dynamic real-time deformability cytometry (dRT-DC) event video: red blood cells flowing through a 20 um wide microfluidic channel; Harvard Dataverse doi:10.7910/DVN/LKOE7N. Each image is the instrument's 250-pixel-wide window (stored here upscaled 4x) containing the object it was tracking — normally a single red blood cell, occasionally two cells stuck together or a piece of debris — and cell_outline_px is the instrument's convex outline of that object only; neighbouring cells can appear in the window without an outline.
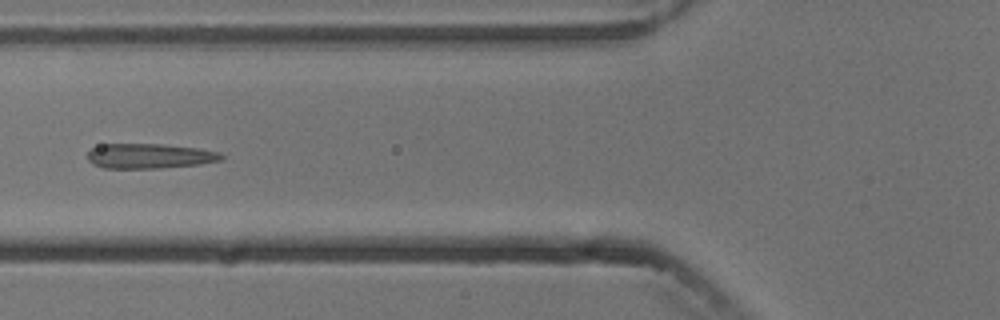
{"species": "common noctule bat (a hibernating species)", "species_latin": "Nyctalus noctula", "temperature_condition": "cold", "stored_images_in_passage": 7, "camera_frame_rate_fps": 3000, "um_per_image_px": 0.085, "animal": {"sex": "male", "body_mass_g": 13.3}, "frame": {"image": 1, "passage_image": 5, "time_ms": 4.667, "image_size_px": [1000, 320], "cell_outline_px": [[224, 160], [200, 164], [160, 168], [104, 168], [92, 164], [88, 160], [88, 152], [92, 148], [100, 144], [160, 144], [196, 148], [220, 152], [224, 156]], "centroid_in_image_um": [12.71, 13.26], "position_along_channel_um": 113.1, "area_um2": 19.48}}
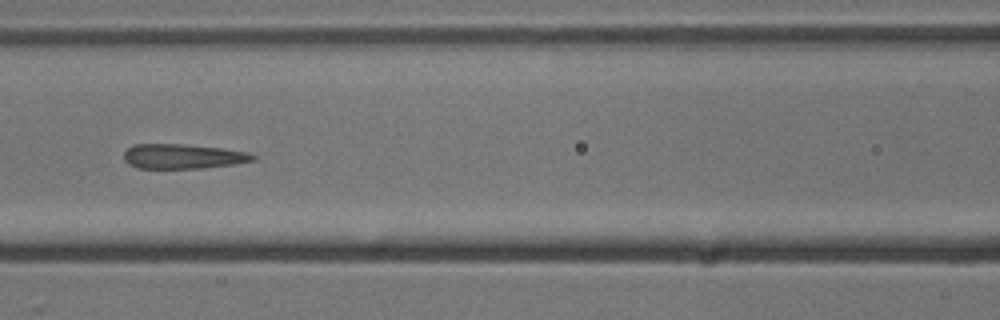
{"frame": {"image": 2, "passage_image": 6, "time_ms": 5.667, "image_size_px": [1000, 320], "cell_outline_px": [[256, 160], [236, 164], [200, 168], [136, 168], [128, 164], [124, 160], [124, 152], [132, 144], [184, 144], [220, 148], [248, 152], [256, 156]], "centroid_in_image_um": [15.53, 13.29], "position_along_channel_um": 151.1, "area_um2": 18.67}}
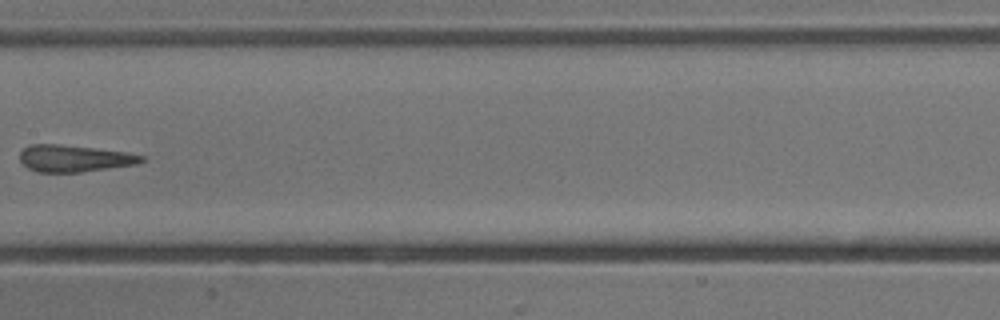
{"frame": {"image": 3, "passage_image": 7, "time_ms": 7.0, "image_size_px": [1000, 320], "cell_outline_px": [[148, 160], [136, 164], [80, 172], [36, 172], [28, 168], [20, 160], [20, 152], [28, 144], [56, 144], [92, 148], [124, 152], [144, 156]], "centroid_in_image_um": [6.29, 13.47], "position_along_channel_um": 201.1, "area_um2": 18.84}}